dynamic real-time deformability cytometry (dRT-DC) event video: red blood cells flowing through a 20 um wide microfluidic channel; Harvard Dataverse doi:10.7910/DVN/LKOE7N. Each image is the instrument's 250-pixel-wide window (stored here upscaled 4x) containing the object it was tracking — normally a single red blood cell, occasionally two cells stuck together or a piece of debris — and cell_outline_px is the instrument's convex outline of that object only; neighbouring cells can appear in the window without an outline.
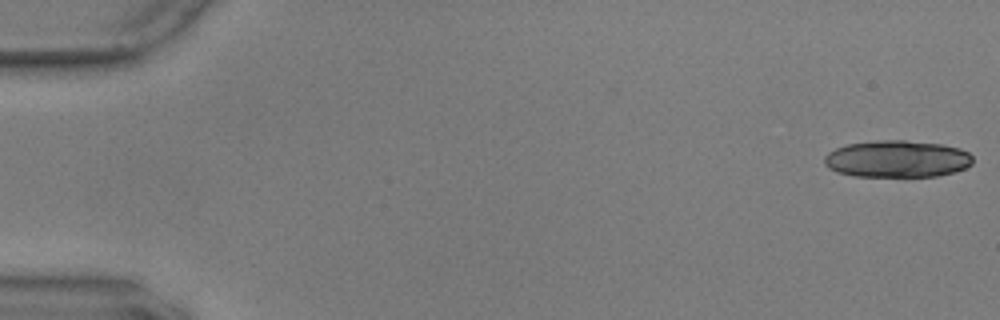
{"species": "common noctule bat (a hibernating species)", "species_latin": "Nyctalus noctula", "temperature_condition": "warm", "stored_images_in_passage": 30, "camera_frame_rate_fps": 3000, "um_per_image_px": 0.085, "animal": {"sex": "male", "body_mass_g": 17.9, "forearm_length_mm": 54.2}, "frame": {"image": 1, "passage_image": 1, "time_ms": 0.0, "image_size_px": [1000, 320], "cell_outline_px": [[972, 164], [964, 168], [952, 172], [936, 176], [852, 176], [836, 172], [828, 168], [824, 164], [824, 156], [828, 152], [836, 148], [848, 144], [876, 140], [904, 140], [940, 144], [960, 148], [968, 152], [972, 156]], "centroid_in_image_um": [76.22, 13.5], "position_along_channel_um": 8.8, "area_um2": 32.02}}